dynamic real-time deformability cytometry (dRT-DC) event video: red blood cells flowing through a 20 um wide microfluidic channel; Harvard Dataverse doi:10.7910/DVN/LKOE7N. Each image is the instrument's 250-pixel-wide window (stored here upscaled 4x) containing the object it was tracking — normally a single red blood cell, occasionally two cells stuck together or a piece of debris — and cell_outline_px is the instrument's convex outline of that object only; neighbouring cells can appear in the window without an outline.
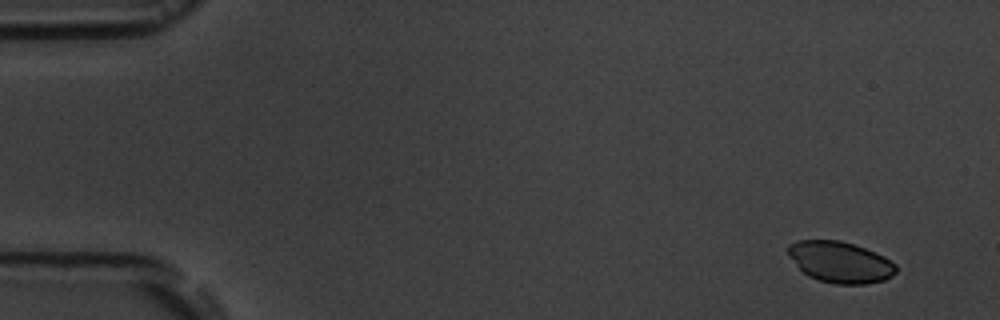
{"species": "common noctule bat (a hibernating species)", "species_latin": "Nyctalus noctula", "temperature_condition": "room temperature", "stored_images_in_passage": 6, "camera_frame_rate_fps": 3000, "um_per_image_px": 0.085, "animal": {"sex": "male", "body_mass_g": 19.5, "forearm_length_mm": 54.6}, "frame": {"image": 1, "passage_image": 1, "time_ms": 0.0, "image_size_px": [1000, 320], "cell_outline_px": [[896, 272], [892, 276], [884, 280], [864, 284], [836, 284], [820, 280], [808, 276], [788, 256], [788, 244], [796, 240], [840, 240], [864, 248], [884, 256], [896, 264]], "centroid_in_image_um": [71.41, 22.27], "position_along_channel_um": 13.6, "area_um2": 25.78}}
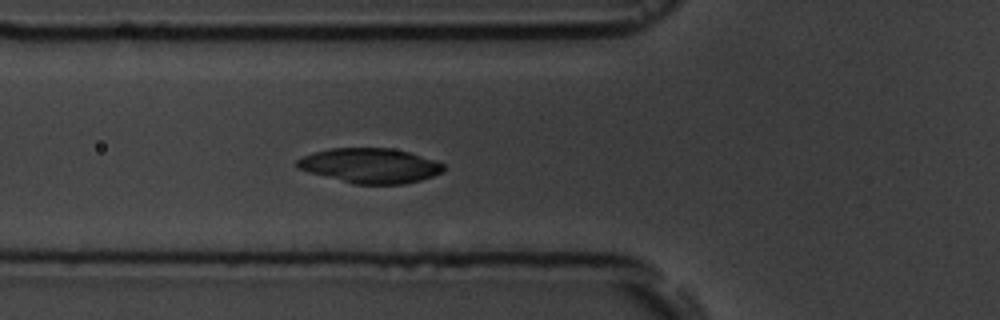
{"frame": {"image": 2, "passage_image": 6, "time_ms": 5.667, "image_size_px": [1000, 320], "cell_outline_px": [[444, 172], [420, 180], [404, 184], [352, 184], [308, 172], [296, 168], [296, 160], [304, 156], [328, 148], [392, 148], [408, 152], [444, 164]], "centroid_in_image_um": [31.43, 14.09], "position_along_channel_um": 94.4, "area_um2": 29.65}}